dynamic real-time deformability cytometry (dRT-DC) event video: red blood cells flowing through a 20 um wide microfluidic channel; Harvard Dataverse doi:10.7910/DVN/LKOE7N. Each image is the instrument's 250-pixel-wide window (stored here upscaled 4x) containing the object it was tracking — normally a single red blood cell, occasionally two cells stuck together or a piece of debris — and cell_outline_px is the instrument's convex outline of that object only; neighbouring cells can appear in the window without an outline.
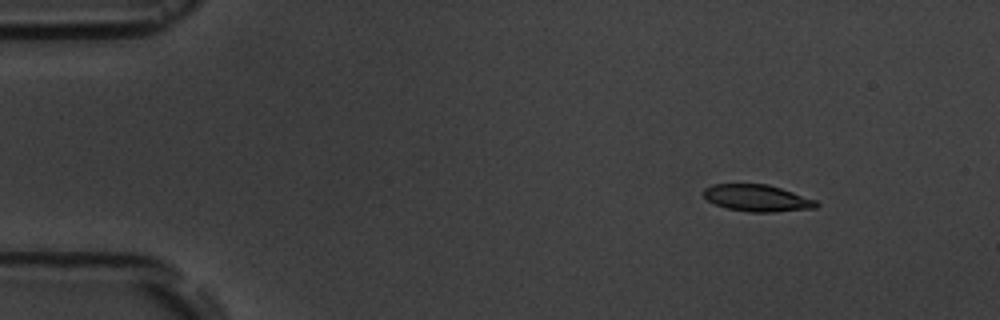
{"species": "common noctule bat (a hibernating species)", "species_latin": "Nyctalus noctula", "temperature_condition": "room temperature", "stored_images_in_passage": 6, "camera_frame_rate_fps": 3000, "um_per_image_px": 0.085, "animal": {"sex": "male", "body_mass_g": 19.5, "forearm_length_mm": 54.6}, "frame": {"image": 1, "passage_image": 2, "time_ms": 1.0, "image_size_px": [1000, 320], "cell_outline_px": [[820, 204], [816, 208], [776, 212], [748, 212], [728, 208], [716, 204], [708, 200], [704, 196], [704, 188], [712, 184], [768, 184], [816, 200]], "centroid_in_image_um": [64.38, 16.84], "position_along_channel_um": 20.6, "area_um2": 17.51}}
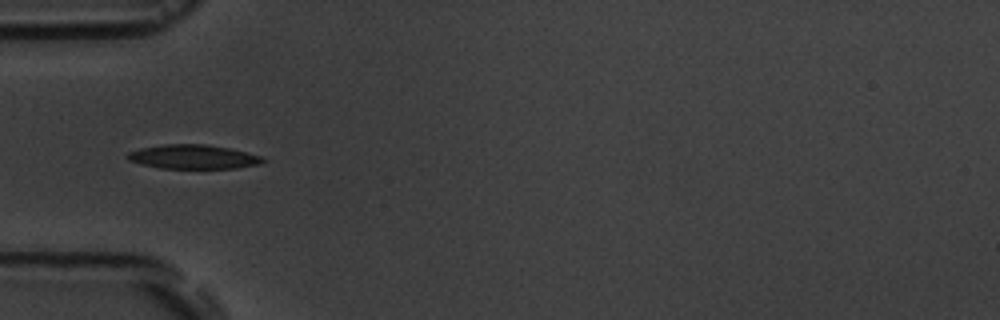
{"frame": {"image": 2, "passage_image": 5, "time_ms": 4.667, "image_size_px": [1000, 320], "cell_outline_px": [[268, 160], [256, 164], [236, 168], [160, 168], [140, 164], [128, 160], [124, 156], [128, 152], [140, 148], [164, 144], [208, 144], [228, 148], [260, 156]], "centroid_in_image_um": [16.35, 13.32], "position_along_channel_um": 68.7, "area_um2": 18.96}}
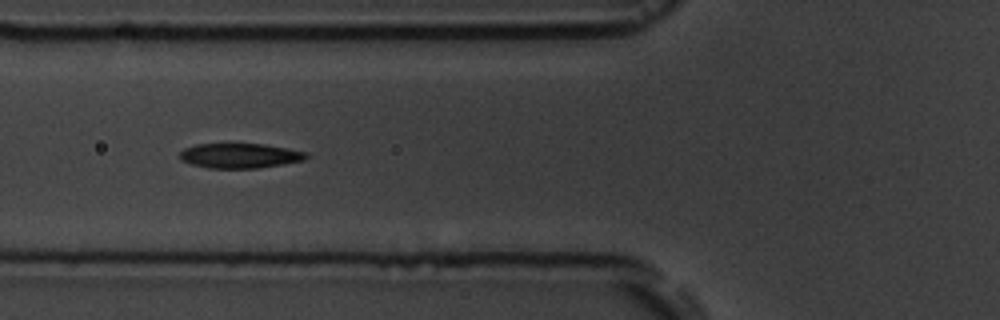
{"frame": {"image": 3, "passage_image": 6, "time_ms": 5.667, "image_size_px": [1000, 320], "cell_outline_px": [[308, 156], [304, 160], [284, 164], [260, 168], [208, 168], [192, 164], [180, 160], [180, 152], [184, 148], [196, 144], [264, 144], [308, 152]], "centroid_in_image_um": [20.4, 13.24], "position_along_channel_um": 105.4, "area_um2": 18.32}}